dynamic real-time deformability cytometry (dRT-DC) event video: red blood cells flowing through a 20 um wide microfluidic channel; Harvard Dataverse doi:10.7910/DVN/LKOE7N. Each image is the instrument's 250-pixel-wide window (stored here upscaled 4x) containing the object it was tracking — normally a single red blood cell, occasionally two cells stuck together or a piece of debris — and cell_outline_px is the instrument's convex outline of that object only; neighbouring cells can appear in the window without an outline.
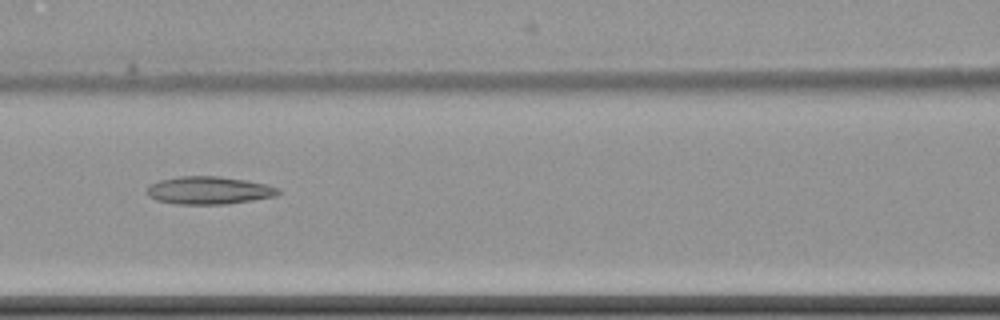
{"species": "common noctule bat (a hibernating species)", "species_latin": "Nyctalus noctula", "temperature_condition": "cold", "stored_images_in_passage": 9, "camera_frame_rate_fps": 3000, "um_per_image_px": 0.085, "animal": {"sex": "female", "body_mass_g": 22.7, "forearm_length_mm": 54.2}, "frame": {"image": 1, "passage_image": 8, "time_ms": 8.667, "image_size_px": [1000, 320], "cell_outline_px": [[280, 192], [276, 196], [228, 204], [172, 204], [156, 200], [148, 196], [148, 188], [152, 184], [160, 180], [180, 176], [220, 176], [268, 184], [280, 188]], "centroid_in_image_um": [17.79, 16.18], "position_along_channel_um": 148.8, "area_um2": 21.27}}
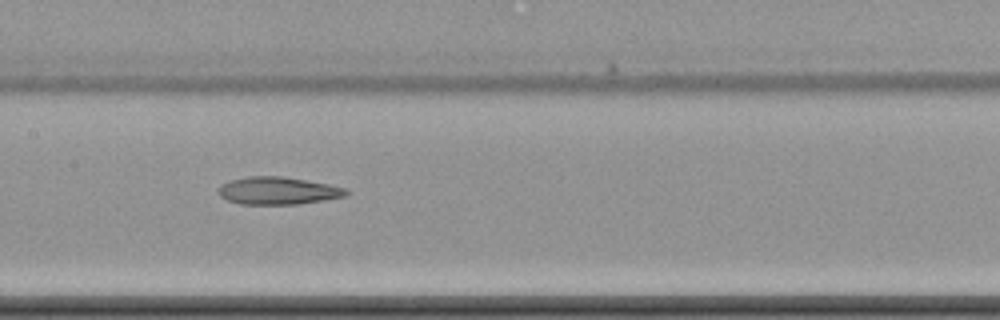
{"frame": {"image": 2, "passage_image": 9, "time_ms": 9.667, "image_size_px": [1000, 320], "cell_outline_px": [[352, 192], [348, 196], [324, 200], [296, 204], [240, 204], [228, 200], [220, 196], [220, 184], [228, 180], [248, 176], [284, 176], [328, 184], [344, 188]], "centroid_in_image_um": [23.65, 16.2], "position_along_channel_um": 183.7, "area_um2": 20.58}}